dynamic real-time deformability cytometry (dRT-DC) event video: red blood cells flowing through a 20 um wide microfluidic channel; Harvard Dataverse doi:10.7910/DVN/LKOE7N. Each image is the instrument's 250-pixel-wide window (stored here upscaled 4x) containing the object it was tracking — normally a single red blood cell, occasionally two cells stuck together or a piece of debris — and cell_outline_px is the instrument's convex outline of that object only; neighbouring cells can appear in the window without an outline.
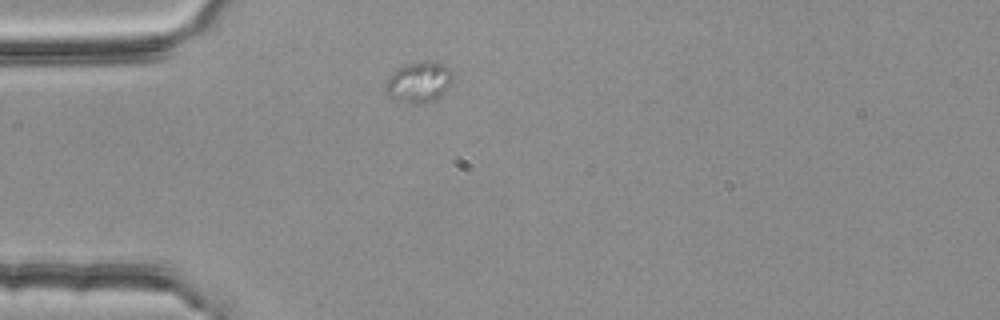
{"species": "common noctule bat (a hibernating species)", "species_latin": "Nyctalus noctula", "temperature_condition": "room temperature", "stored_images_in_passage": 1, "camera_frame_rate_fps": 3000, "um_per_image_px": 0.085, "animal": {"sex": "female", "body_mass_g": 25.1}, "frame": {"image": 1, "passage_image": 1, "time_ms": 0.0, "image_size_px": [1000, 320], "cell_outline_px": [[452, 84], [440, 96], [432, 100], [420, 104], [416, 104], [392, 100], [384, 92], [384, 88], [392, 72], [404, 64], [428, 60], [432, 60], [444, 64], [452, 68]], "centroid_in_image_um": [35.61, 6.97], "position_along_channel_um": 49.4, "area_um2": 16.36}}